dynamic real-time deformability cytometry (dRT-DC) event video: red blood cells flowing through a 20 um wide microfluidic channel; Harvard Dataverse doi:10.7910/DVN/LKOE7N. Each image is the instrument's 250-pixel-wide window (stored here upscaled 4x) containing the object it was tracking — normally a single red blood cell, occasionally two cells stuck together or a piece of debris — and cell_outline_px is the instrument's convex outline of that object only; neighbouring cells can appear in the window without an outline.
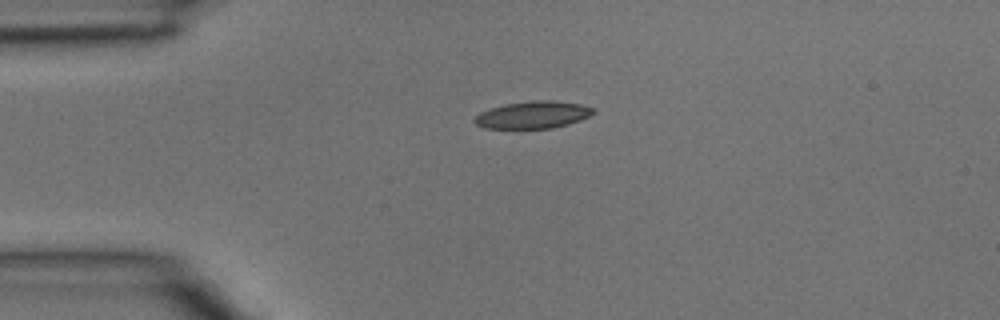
{"species": "common noctule bat (a hibernating species)", "species_latin": "Nyctalus noctula", "temperature_condition": "room temperature", "stored_images_in_passage": 2, "camera_frame_rate_fps": 3000, "um_per_image_px": 0.085, "animal": {"sex": "male", "body_mass_g": 15.6}, "frame": {"image": 1, "passage_image": 1, "time_ms": 0.0, "image_size_px": [1000, 320], "cell_outline_px": [[596, 112], [580, 120], [568, 124], [552, 128], [484, 128], [476, 124], [472, 120], [480, 112], [492, 108], [508, 104], [536, 100], [552, 100], [580, 104], [596, 108]], "centroid_in_image_um": [45.33, 9.76], "position_along_channel_um": 39.7, "area_um2": 18.67}}